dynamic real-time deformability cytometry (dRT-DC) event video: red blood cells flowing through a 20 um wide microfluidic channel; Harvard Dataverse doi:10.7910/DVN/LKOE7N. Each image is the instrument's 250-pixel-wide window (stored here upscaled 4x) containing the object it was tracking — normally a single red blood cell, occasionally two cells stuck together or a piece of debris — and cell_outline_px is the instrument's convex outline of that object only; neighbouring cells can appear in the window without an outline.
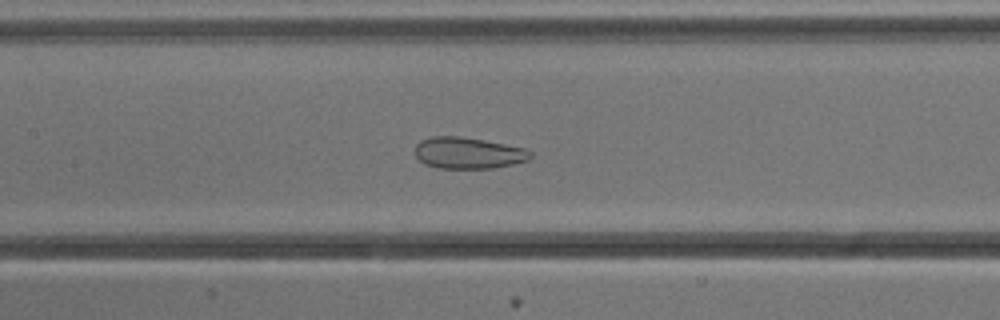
{"species": "common noctule bat (a hibernating species)", "species_latin": "Nyctalus noctula", "temperature_condition": "cold", "stored_images_in_passage": 54, "camera_frame_rate_fps": 3000, "um_per_image_px": 0.085, "animal": {"sex": "male", "body_mass_g": 13.3}, "frame": {"image": 1, "passage_image": 25, "time_ms": 8.0, "image_size_px": [1000, 320], "cell_outline_px": [[532, 156], [528, 160], [512, 164], [492, 168], [436, 168], [424, 164], [416, 156], [416, 144], [420, 140], [432, 136], [460, 136], [484, 140], [524, 148], [532, 152]], "centroid_in_image_um": [39.78, 13.0], "position_along_channel_um": 167.6, "area_um2": 21.1}}
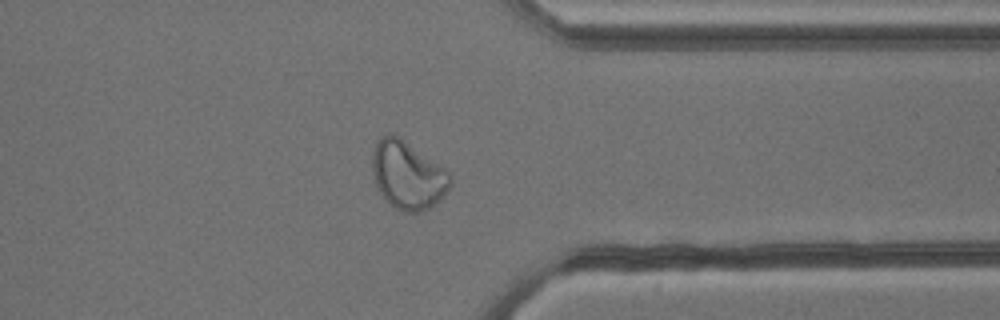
{"frame": {"image": 2, "passage_image": 42, "time_ms": 13.667, "image_size_px": [1000, 320], "cell_outline_px": [[452, 184], [440, 200], [428, 208], [420, 212], [404, 212], [396, 208], [380, 192], [372, 176], [372, 152], [376, 140], [380, 136], [400, 136], [452, 172]], "centroid_in_image_um": [34.69, 14.86], "position_along_channel_um": 376.7, "area_um2": 31.15}}
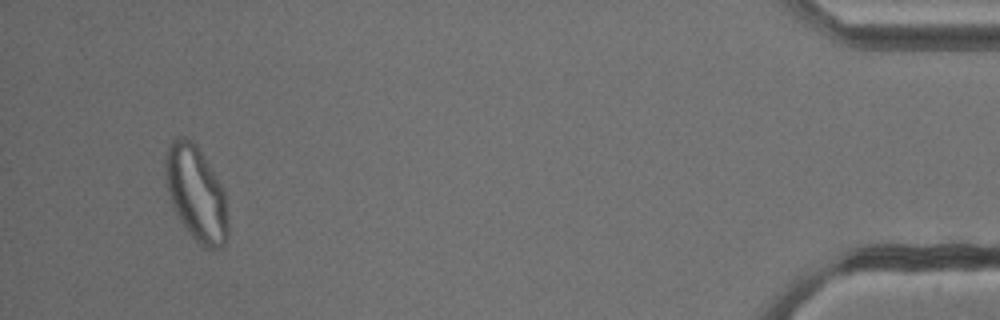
{"frame": {"image": 3, "passage_image": 51, "time_ms": 16.667, "image_size_px": [1000, 320], "cell_outline_px": [[228, 240], [220, 248], [212, 252], [204, 248], [192, 236], [180, 220], [172, 208], [164, 180], [164, 156], [168, 144], [176, 136], [184, 136], [192, 140], [196, 144], [220, 184], [224, 192], [228, 220]], "centroid_in_image_um": [16.64, 16.46], "position_along_channel_um": 418.6, "area_um2": 35.14}}